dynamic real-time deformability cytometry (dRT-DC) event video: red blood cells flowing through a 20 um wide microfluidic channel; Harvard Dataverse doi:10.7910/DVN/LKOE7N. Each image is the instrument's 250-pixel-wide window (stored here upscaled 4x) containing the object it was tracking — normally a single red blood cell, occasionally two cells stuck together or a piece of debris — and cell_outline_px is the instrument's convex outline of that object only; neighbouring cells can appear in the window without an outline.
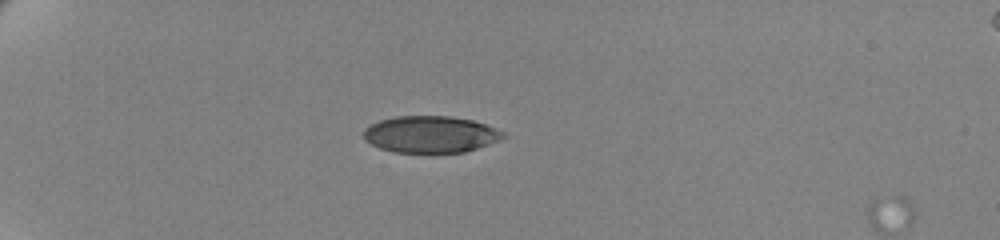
{"species": "human", "species_latin": "Homo sapiens", "temperature_condition": "cold", "stored_images_in_passage": 2, "camera_frame_rate_fps": 3000, "um_per_image_px": 0.085, "donor": {"sex": "female"}, "frame": {"image": 1, "passage_image": 1, "time_ms": 0.0, "image_size_px": [1000, 240], "cell_outline_px": [[508, 136], [488, 144], [464, 152], [392, 152], [380, 148], [364, 140], [364, 128], [380, 120], [396, 116], [452, 116], [472, 120], [484, 124], [504, 132]], "centroid_in_image_um": [36.58, 11.41], "position_along_channel_um": 48.4, "area_um2": 29.71}}